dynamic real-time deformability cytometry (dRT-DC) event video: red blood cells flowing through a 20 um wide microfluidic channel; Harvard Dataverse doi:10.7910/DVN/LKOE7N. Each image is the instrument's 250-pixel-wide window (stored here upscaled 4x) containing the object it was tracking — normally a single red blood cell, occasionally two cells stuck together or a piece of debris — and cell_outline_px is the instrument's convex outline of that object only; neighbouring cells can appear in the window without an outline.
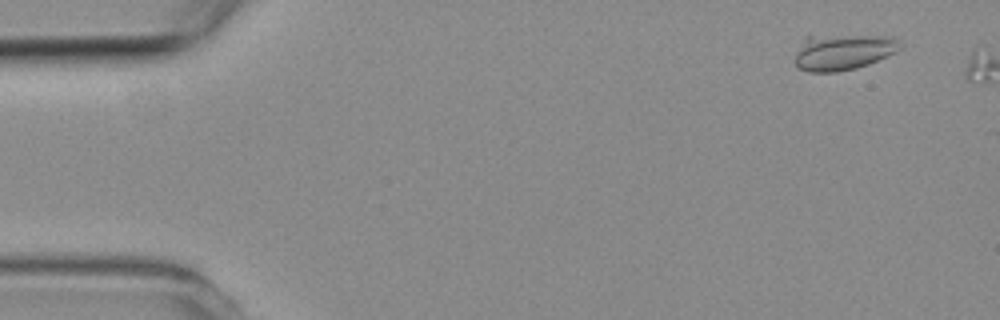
{"species": "common noctule bat (a hibernating species)", "species_latin": "Nyctalus noctula", "temperature_condition": "room temperature", "stored_images_in_passage": 2, "segment_of_instrument_passage": [1, 2], "camera_frame_rate_fps": 3000, "um_per_image_px": 0.085, "animal": {"sex": "female", "body_mass_g": 19.3, "forearm_length_mm": 54.1}, "frame": {"image": 1, "passage_image": 1, "time_ms": 0.0, "image_size_px": [1000, 320], "cell_outline_px": [[900, 48], [896, 52], [868, 64], [856, 68], [836, 72], [808, 72], [800, 68], [796, 64], [796, 56], [804, 36], [892, 36], [896, 40]], "centroid_in_image_um": [71.63, 4.43], "position_along_channel_um": 13.4, "area_um2": 21.62}}